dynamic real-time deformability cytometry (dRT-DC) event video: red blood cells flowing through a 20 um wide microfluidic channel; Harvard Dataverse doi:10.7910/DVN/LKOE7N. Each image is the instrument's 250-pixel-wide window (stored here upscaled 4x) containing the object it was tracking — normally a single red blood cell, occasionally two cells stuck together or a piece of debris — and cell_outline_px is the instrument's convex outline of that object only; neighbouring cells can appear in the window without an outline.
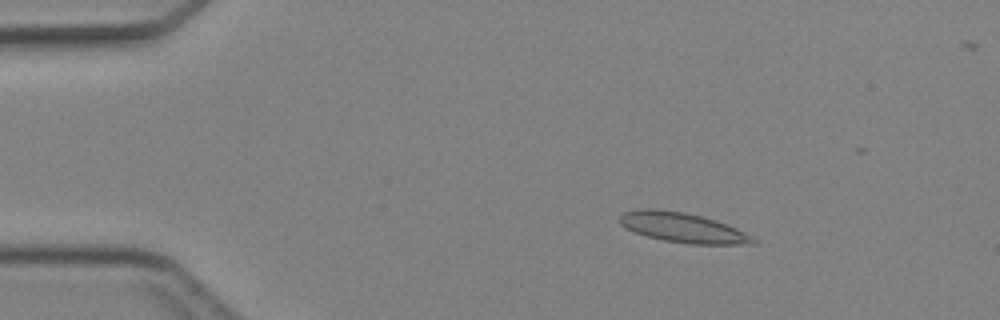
{"species": "Egyptian fruit bat (a non-hibernating species)", "species_latin": "Rousettus aegyptiacus", "temperature_condition": "cold", "stored_images_in_passage": 46, "camera_frame_rate_fps": 3000, "um_per_image_px": 0.085, "animal": {"sex": "female"}, "frame": {"image": 1, "passage_image": 8, "time_ms": 2.333, "image_size_px": [1000, 320], "cell_outline_px": [[756, 244], [692, 244], [664, 240], [648, 236], [624, 228], [616, 220], [624, 212], [640, 208], [656, 208], [684, 212], [704, 216], [716, 220], [736, 228], [752, 236], [756, 240]], "centroid_in_image_um": [58.0, 19.33], "position_along_channel_um": 27.0, "area_um2": 23.29}}
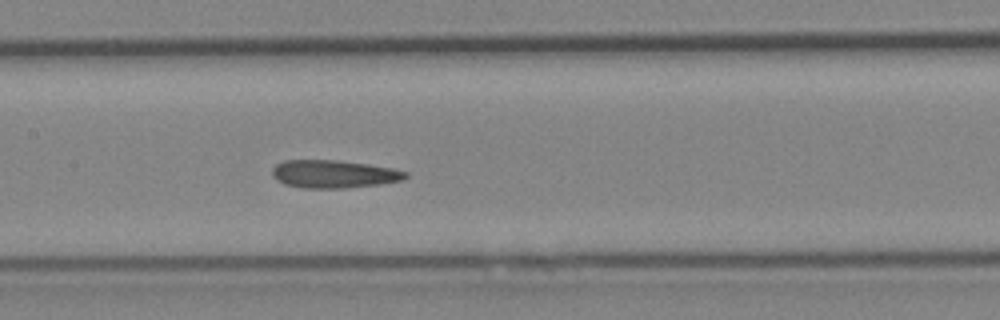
{"frame": {"image": 2, "passage_image": 23, "time_ms": 7.333, "image_size_px": [1000, 320], "cell_outline_px": [[408, 176], [400, 180], [380, 184], [344, 188], [300, 188], [284, 184], [276, 180], [272, 176], [272, 168], [276, 164], [284, 160], [336, 160], [392, 168], [408, 172]], "centroid_in_image_um": [28.31, 14.8], "position_along_channel_um": 179.1, "area_um2": 21.62}}
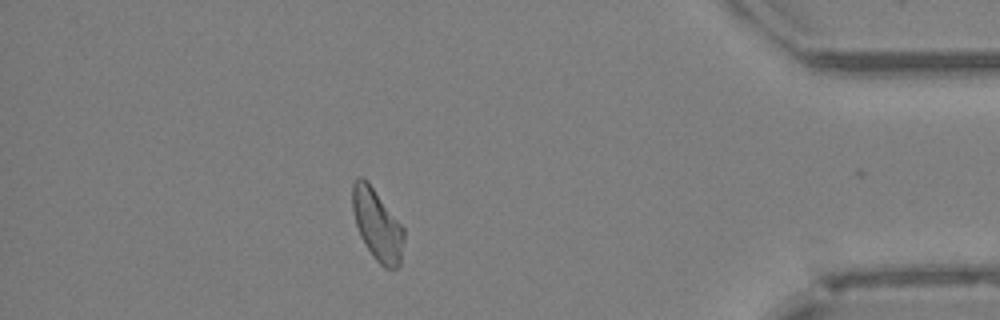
{"frame": {"image": 3, "passage_image": 41, "time_ms": 13.333, "image_size_px": [1000, 320], "cell_outline_px": [[404, 240], [400, 264], [396, 268], [384, 268], [372, 256], [360, 236], [356, 224], [352, 208], [352, 184], [356, 176], [364, 176], [368, 180], [404, 228]], "centroid_in_image_um": [32.05, 19.07], "position_along_channel_um": 403.2, "area_um2": 21.56}}